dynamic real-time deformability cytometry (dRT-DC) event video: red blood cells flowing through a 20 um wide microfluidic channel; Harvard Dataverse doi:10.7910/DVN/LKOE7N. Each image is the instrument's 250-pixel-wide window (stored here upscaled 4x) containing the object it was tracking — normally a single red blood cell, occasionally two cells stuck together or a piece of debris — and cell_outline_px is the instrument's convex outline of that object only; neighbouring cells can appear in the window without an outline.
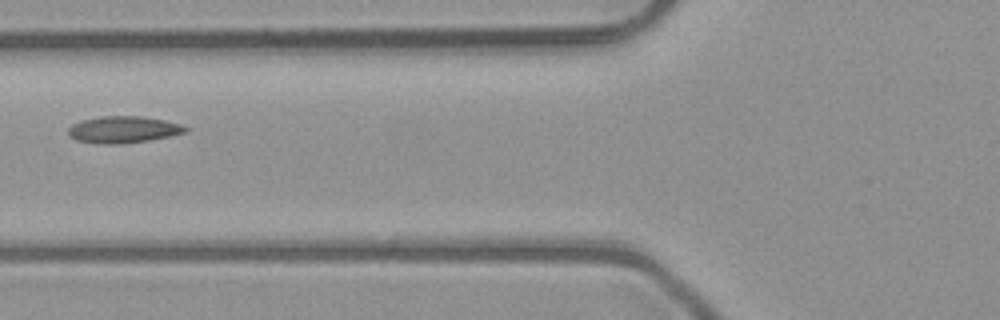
{"species": "common noctule bat (a hibernating species)", "species_latin": "Nyctalus noctula", "temperature_condition": "room temperature", "stored_images_in_passage": 4, "camera_frame_rate_fps": 3000, "um_per_image_px": 0.085, "animal": {"sex": "male", "body_mass_g": 23.1, "forearm_length_mm": 52.7}, "frame": {"image": 1, "passage_image": 2, "time_ms": 0.333, "image_size_px": [1000, 320], "cell_outline_px": [[188, 132], [148, 140], [124, 144], [104, 144], [76, 140], [68, 136], [68, 128], [72, 124], [80, 120], [100, 116], [140, 116], [164, 120], [180, 124], [188, 128]], "centroid_in_image_um": [10.44, 11.01], "position_along_channel_um": 115.4, "area_um2": 18.32}}
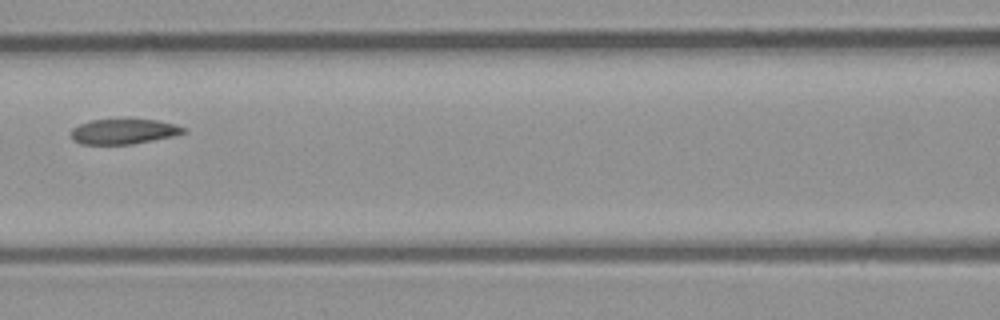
{"frame": {"image": 2, "passage_image": 3, "time_ms": 0.667, "image_size_px": [1000, 320], "cell_outline_px": [[188, 132], [172, 136], [132, 144], [80, 144], [72, 140], [72, 128], [80, 124], [92, 120], [156, 120], [176, 124], [188, 128]], "centroid_in_image_um": [10.55, 11.18], "position_along_channel_um": 156.1, "area_um2": 16.36}}
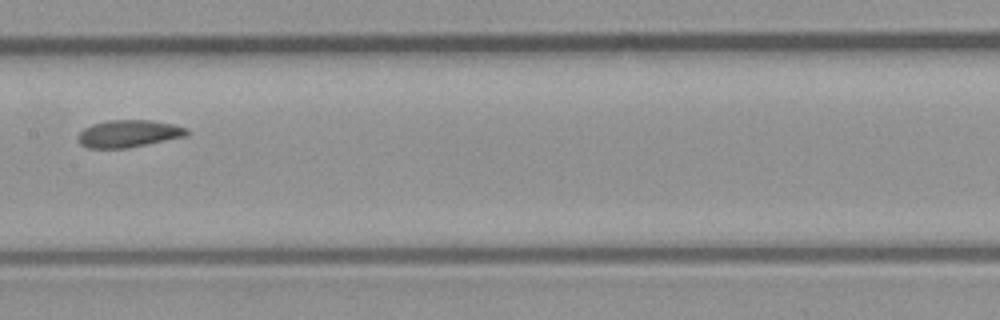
{"frame": {"image": 3, "passage_image": 4, "time_ms": 1.0, "image_size_px": [1000, 320], "cell_outline_px": [[188, 136], [128, 148], [88, 148], [80, 144], [76, 136], [84, 128], [92, 124], [108, 120], [152, 120], [172, 124], [188, 128]], "centroid_in_image_um": [10.93, 11.36], "position_along_channel_um": 196.5, "area_um2": 17.46}}